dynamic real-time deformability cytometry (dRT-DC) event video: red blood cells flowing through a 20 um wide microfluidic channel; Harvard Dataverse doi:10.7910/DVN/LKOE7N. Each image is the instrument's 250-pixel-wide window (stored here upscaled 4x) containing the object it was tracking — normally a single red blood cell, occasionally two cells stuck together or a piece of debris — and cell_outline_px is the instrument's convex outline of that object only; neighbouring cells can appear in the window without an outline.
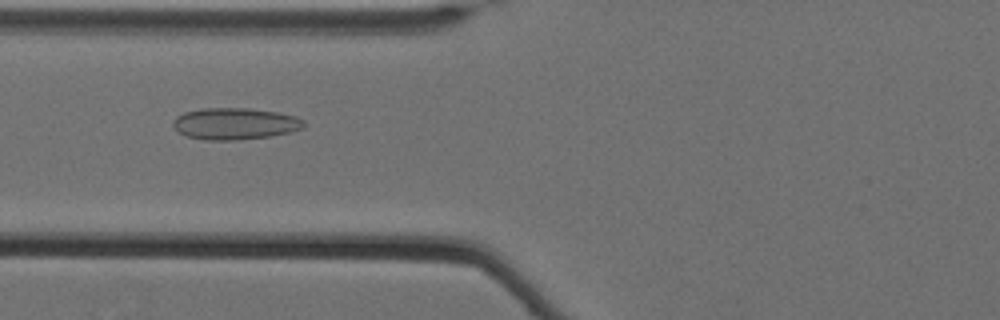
{"species": "Egyptian fruit bat (a non-hibernating species)", "species_latin": "Rousettus aegyptiacus", "temperature_condition": "cold", "stored_images_in_passage": 49, "camera_frame_rate_fps": 3000, "um_per_image_px": 0.085, "animal": {"sex": "female"}, "frame": {"image": 1, "passage_image": 15, "time_ms": 4.667, "image_size_px": [1000, 320], "cell_outline_px": [[304, 124], [300, 128], [288, 132], [268, 136], [236, 140], [204, 140], [188, 136], [180, 132], [172, 124], [172, 120], [176, 116], [184, 112], [200, 108], [248, 108], [276, 112], [296, 116], [304, 120]], "centroid_in_image_um": [19.92, 10.5], "position_along_channel_um": 105.9, "area_um2": 23.93}}
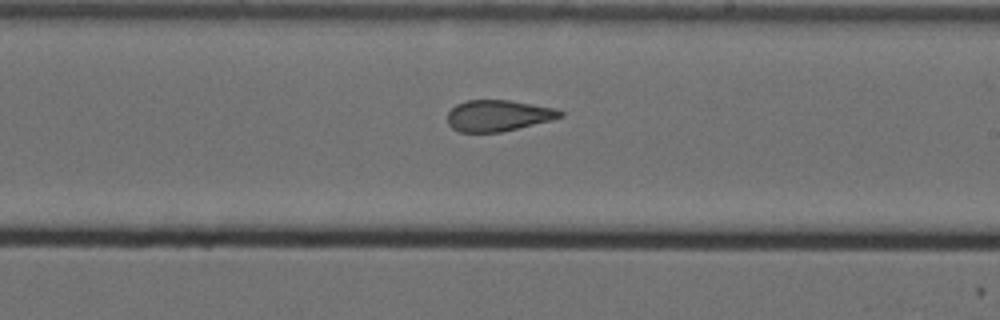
{"frame": {"image": 2, "passage_image": 27, "time_ms": 8.667, "image_size_px": [1000, 320], "cell_outline_px": [[564, 116], [552, 120], [500, 132], [460, 132], [452, 128], [448, 124], [448, 112], [456, 104], [468, 100], [508, 100], [556, 108], [564, 112]], "centroid_in_image_um": [42.35, 9.82], "position_along_channel_um": 246.6, "area_um2": 20.46}}
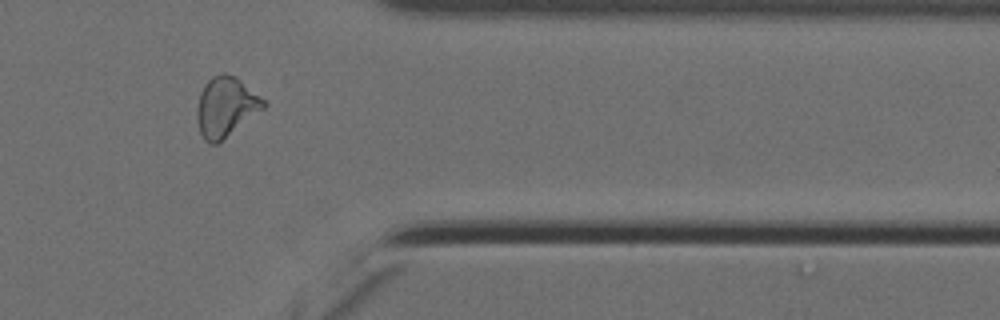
{"frame": {"image": 3, "passage_image": 40, "time_ms": 13.0, "image_size_px": [1000, 320], "cell_outline_px": [[268, 104], [264, 108], [216, 144], [208, 144], [204, 140], [200, 132], [196, 116], [196, 108], [200, 92], [204, 84], [212, 76], [220, 72], [224, 72], [236, 76], [260, 96]], "centroid_in_image_um": [19.16, 9.05], "position_along_channel_um": 392.2, "area_um2": 23.18}, "authors_computed_cell_mechanics": {"area_um2": 22.1952, "velocity_mm_per_s": 3.5002, "shape_relaxation_time_tau1_ms": null, "shape_relaxation_time_tau2_ms": 1.9581, "deformation_change_tau1": null, "deformation_change_tau2": 0.1063}}